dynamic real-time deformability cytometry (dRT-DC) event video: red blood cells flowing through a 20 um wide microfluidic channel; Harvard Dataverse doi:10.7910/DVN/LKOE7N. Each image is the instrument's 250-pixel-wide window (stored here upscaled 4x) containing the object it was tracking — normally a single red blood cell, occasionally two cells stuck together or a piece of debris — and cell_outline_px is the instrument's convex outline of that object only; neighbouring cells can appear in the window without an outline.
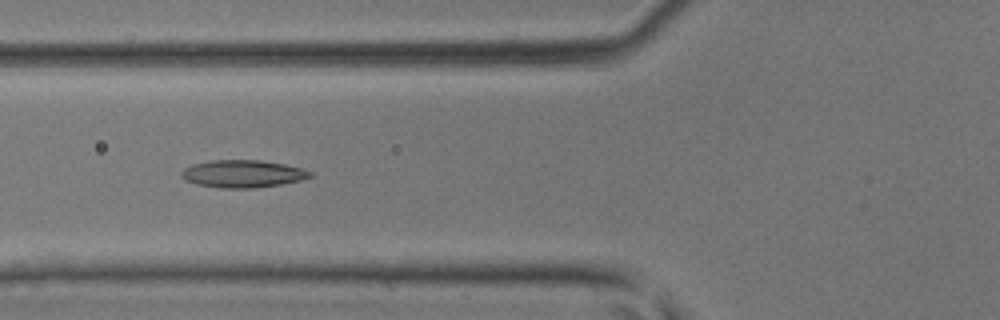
{"species": "common noctule bat (a hibernating species)", "species_latin": "Nyctalus noctula", "temperature_condition": "room temperature", "stored_images_in_passage": 29, "camera_frame_rate_fps": 3000, "um_per_image_px": 0.085, "animal": {"sex": "male", "body_mass_g": 17.9, "forearm_length_mm": 54.2}, "frame": {"image": 1, "passage_image": 3, "time_ms": 0.667, "image_size_px": [1000, 320], "cell_outline_px": [[312, 176], [300, 180], [280, 184], [252, 188], [220, 188], [196, 184], [184, 180], [180, 176], [180, 172], [184, 168], [192, 164], [212, 160], [260, 160], [284, 164], [304, 168], [312, 172]], "centroid_in_image_um": [20.6, 14.77], "position_along_channel_um": 105.2, "area_um2": 20.69}}
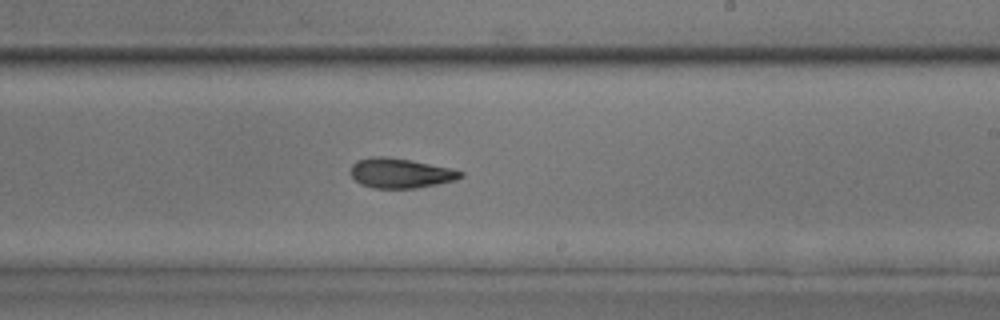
{"frame": {"image": 2, "passage_image": 13, "time_ms": 4.0, "image_size_px": [1000, 320], "cell_outline_px": [[464, 176], [452, 180], [436, 184], [416, 188], [372, 188], [360, 184], [348, 172], [352, 164], [356, 160], [372, 156], [384, 156], [408, 160], [452, 168], [464, 172]], "centroid_in_image_um": [33.98, 14.71], "position_along_channel_um": 255.0, "area_um2": 19.07}}
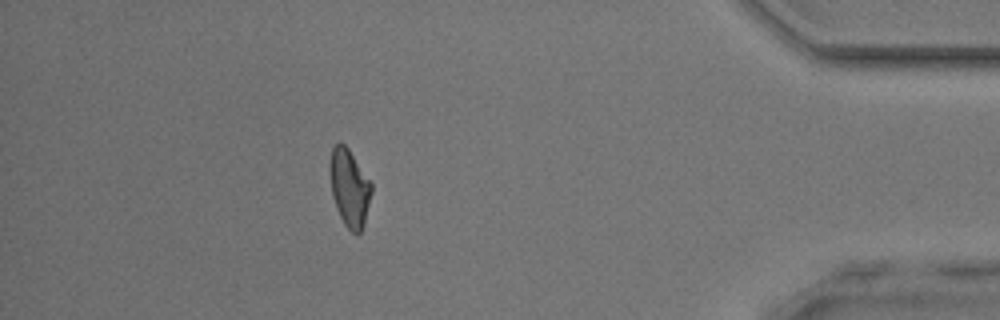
{"frame": {"image": 3, "passage_image": 26, "time_ms": 8.333, "image_size_px": [1000, 320], "cell_outline_px": [[372, 192], [364, 224], [360, 232], [352, 232], [344, 224], [336, 208], [332, 196], [328, 168], [328, 164], [332, 148], [336, 144], [344, 144], [348, 148], [372, 184]], "centroid_in_image_um": [29.68, 15.95], "position_along_channel_um": 405.5, "area_um2": 18.73}}